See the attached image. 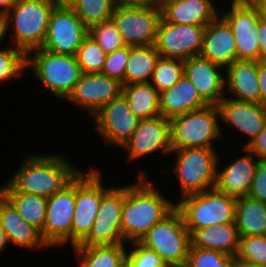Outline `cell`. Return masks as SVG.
<instances>
[{"label":"cell","mask_w":266,"mask_h":267,"mask_svg":"<svg viewBox=\"0 0 266 267\" xmlns=\"http://www.w3.org/2000/svg\"><path fill=\"white\" fill-rule=\"evenodd\" d=\"M217 107L220 113V131L222 137L225 138L224 136L226 135L224 134L225 131H227V127L229 131L231 128L233 130H231L232 133L236 132L245 138V140H243L245 143L240 147H246V145L260 133L266 124V105L240 102L224 97L218 103Z\"/></svg>","instance_id":"cell-18"},{"label":"cell","mask_w":266,"mask_h":267,"mask_svg":"<svg viewBox=\"0 0 266 267\" xmlns=\"http://www.w3.org/2000/svg\"><path fill=\"white\" fill-rule=\"evenodd\" d=\"M159 57L154 45L129 47L124 85L149 83Z\"/></svg>","instance_id":"cell-32"},{"label":"cell","mask_w":266,"mask_h":267,"mask_svg":"<svg viewBox=\"0 0 266 267\" xmlns=\"http://www.w3.org/2000/svg\"><path fill=\"white\" fill-rule=\"evenodd\" d=\"M77 267H125L127 243L103 246H75Z\"/></svg>","instance_id":"cell-29"},{"label":"cell","mask_w":266,"mask_h":267,"mask_svg":"<svg viewBox=\"0 0 266 267\" xmlns=\"http://www.w3.org/2000/svg\"><path fill=\"white\" fill-rule=\"evenodd\" d=\"M164 0H116L120 4L153 5L160 7Z\"/></svg>","instance_id":"cell-46"},{"label":"cell","mask_w":266,"mask_h":267,"mask_svg":"<svg viewBox=\"0 0 266 267\" xmlns=\"http://www.w3.org/2000/svg\"><path fill=\"white\" fill-rule=\"evenodd\" d=\"M196 87L201 98L217 106L225 97V69L208 59L193 56L184 60L183 73Z\"/></svg>","instance_id":"cell-21"},{"label":"cell","mask_w":266,"mask_h":267,"mask_svg":"<svg viewBox=\"0 0 266 267\" xmlns=\"http://www.w3.org/2000/svg\"><path fill=\"white\" fill-rule=\"evenodd\" d=\"M200 56L224 69L237 61L233 31L220 15L205 28Z\"/></svg>","instance_id":"cell-23"},{"label":"cell","mask_w":266,"mask_h":267,"mask_svg":"<svg viewBox=\"0 0 266 267\" xmlns=\"http://www.w3.org/2000/svg\"><path fill=\"white\" fill-rule=\"evenodd\" d=\"M116 0H79L73 7L78 17L90 26L110 20Z\"/></svg>","instance_id":"cell-35"},{"label":"cell","mask_w":266,"mask_h":267,"mask_svg":"<svg viewBox=\"0 0 266 267\" xmlns=\"http://www.w3.org/2000/svg\"><path fill=\"white\" fill-rule=\"evenodd\" d=\"M111 19L116 24L126 46L155 45L161 20L160 7L117 3Z\"/></svg>","instance_id":"cell-11"},{"label":"cell","mask_w":266,"mask_h":267,"mask_svg":"<svg viewBox=\"0 0 266 267\" xmlns=\"http://www.w3.org/2000/svg\"><path fill=\"white\" fill-rule=\"evenodd\" d=\"M56 7L73 8L79 0H52Z\"/></svg>","instance_id":"cell-49"},{"label":"cell","mask_w":266,"mask_h":267,"mask_svg":"<svg viewBox=\"0 0 266 267\" xmlns=\"http://www.w3.org/2000/svg\"><path fill=\"white\" fill-rule=\"evenodd\" d=\"M75 211V178L62 190L47 198L43 241L49 248L70 249ZM67 245V246H66Z\"/></svg>","instance_id":"cell-12"},{"label":"cell","mask_w":266,"mask_h":267,"mask_svg":"<svg viewBox=\"0 0 266 267\" xmlns=\"http://www.w3.org/2000/svg\"><path fill=\"white\" fill-rule=\"evenodd\" d=\"M88 34L107 54L126 46L112 19L90 26Z\"/></svg>","instance_id":"cell-37"},{"label":"cell","mask_w":266,"mask_h":267,"mask_svg":"<svg viewBox=\"0 0 266 267\" xmlns=\"http://www.w3.org/2000/svg\"><path fill=\"white\" fill-rule=\"evenodd\" d=\"M261 13H262V16L264 17V19L266 20V9L262 10Z\"/></svg>","instance_id":"cell-53"},{"label":"cell","mask_w":266,"mask_h":267,"mask_svg":"<svg viewBox=\"0 0 266 267\" xmlns=\"http://www.w3.org/2000/svg\"><path fill=\"white\" fill-rule=\"evenodd\" d=\"M247 196L266 203V160L259 161Z\"/></svg>","instance_id":"cell-42"},{"label":"cell","mask_w":266,"mask_h":267,"mask_svg":"<svg viewBox=\"0 0 266 267\" xmlns=\"http://www.w3.org/2000/svg\"><path fill=\"white\" fill-rule=\"evenodd\" d=\"M258 77L261 92V104L266 105V60L258 61Z\"/></svg>","instance_id":"cell-45"},{"label":"cell","mask_w":266,"mask_h":267,"mask_svg":"<svg viewBox=\"0 0 266 267\" xmlns=\"http://www.w3.org/2000/svg\"><path fill=\"white\" fill-rule=\"evenodd\" d=\"M234 222L240 237L266 236V203L248 196L237 198Z\"/></svg>","instance_id":"cell-30"},{"label":"cell","mask_w":266,"mask_h":267,"mask_svg":"<svg viewBox=\"0 0 266 267\" xmlns=\"http://www.w3.org/2000/svg\"><path fill=\"white\" fill-rule=\"evenodd\" d=\"M88 27L73 8L54 7L42 49L55 54L75 56Z\"/></svg>","instance_id":"cell-16"},{"label":"cell","mask_w":266,"mask_h":267,"mask_svg":"<svg viewBox=\"0 0 266 267\" xmlns=\"http://www.w3.org/2000/svg\"><path fill=\"white\" fill-rule=\"evenodd\" d=\"M139 243L156 252L167 266L185 265L191 246L190 232L175 208L147 231Z\"/></svg>","instance_id":"cell-9"},{"label":"cell","mask_w":266,"mask_h":267,"mask_svg":"<svg viewBox=\"0 0 266 267\" xmlns=\"http://www.w3.org/2000/svg\"><path fill=\"white\" fill-rule=\"evenodd\" d=\"M257 31L259 39L260 60H266V20L264 19V17L259 20Z\"/></svg>","instance_id":"cell-44"},{"label":"cell","mask_w":266,"mask_h":267,"mask_svg":"<svg viewBox=\"0 0 266 267\" xmlns=\"http://www.w3.org/2000/svg\"><path fill=\"white\" fill-rule=\"evenodd\" d=\"M8 245H9V243H8V240L6 237V233H5V231L2 228L1 223H0V256H1V254L3 256V251H5L6 249L9 248Z\"/></svg>","instance_id":"cell-48"},{"label":"cell","mask_w":266,"mask_h":267,"mask_svg":"<svg viewBox=\"0 0 266 267\" xmlns=\"http://www.w3.org/2000/svg\"><path fill=\"white\" fill-rule=\"evenodd\" d=\"M88 168L82 169L75 177V211L71 229V249L78 246L89 235L101 204L102 195L111 187L103 183L105 178L102 174L104 173L99 171L96 165Z\"/></svg>","instance_id":"cell-8"},{"label":"cell","mask_w":266,"mask_h":267,"mask_svg":"<svg viewBox=\"0 0 266 267\" xmlns=\"http://www.w3.org/2000/svg\"><path fill=\"white\" fill-rule=\"evenodd\" d=\"M131 112L140 120L160 116V93L150 83L128 84L123 86Z\"/></svg>","instance_id":"cell-31"},{"label":"cell","mask_w":266,"mask_h":267,"mask_svg":"<svg viewBox=\"0 0 266 267\" xmlns=\"http://www.w3.org/2000/svg\"><path fill=\"white\" fill-rule=\"evenodd\" d=\"M236 260L256 265H266V236L240 237Z\"/></svg>","instance_id":"cell-38"},{"label":"cell","mask_w":266,"mask_h":267,"mask_svg":"<svg viewBox=\"0 0 266 267\" xmlns=\"http://www.w3.org/2000/svg\"><path fill=\"white\" fill-rule=\"evenodd\" d=\"M142 169H138L136 181L124 186L121 228L127 244L139 242L147 231L176 208V201L163 195V190L146 174L149 171Z\"/></svg>","instance_id":"cell-1"},{"label":"cell","mask_w":266,"mask_h":267,"mask_svg":"<svg viewBox=\"0 0 266 267\" xmlns=\"http://www.w3.org/2000/svg\"><path fill=\"white\" fill-rule=\"evenodd\" d=\"M231 267H266V265L250 264L234 259Z\"/></svg>","instance_id":"cell-50"},{"label":"cell","mask_w":266,"mask_h":267,"mask_svg":"<svg viewBox=\"0 0 266 267\" xmlns=\"http://www.w3.org/2000/svg\"><path fill=\"white\" fill-rule=\"evenodd\" d=\"M27 69H31L47 93L60 101L69 96L82 74L76 56L55 54L42 48L27 54Z\"/></svg>","instance_id":"cell-5"},{"label":"cell","mask_w":266,"mask_h":267,"mask_svg":"<svg viewBox=\"0 0 266 267\" xmlns=\"http://www.w3.org/2000/svg\"><path fill=\"white\" fill-rule=\"evenodd\" d=\"M124 204V183L111 186L103 195L89 235L78 246H103L125 243L122 237L121 214Z\"/></svg>","instance_id":"cell-14"},{"label":"cell","mask_w":266,"mask_h":267,"mask_svg":"<svg viewBox=\"0 0 266 267\" xmlns=\"http://www.w3.org/2000/svg\"><path fill=\"white\" fill-rule=\"evenodd\" d=\"M18 0H0V15L4 16L9 10H11Z\"/></svg>","instance_id":"cell-47"},{"label":"cell","mask_w":266,"mask_h":267,"mask_svg":"<svg viewBox=\"0 0 266 267\" xmlns=\"http://www.w3.org/2000/svg\"><path fill=\"white\" fill-rule=\"evenodd\" d=\"M220 152L218 148L195 147L172 150L170 156L174 160L169 171L177 180L175 184L179 185L176 202L182 197L215 187Z\"/></svg>","instance_id":"cell-4"},{"label":"cell","mask_w":266,"mask_h":267,"mask_svg":"<svg viewBox=\"0 0 266 267\" xmlns=\"http://www.w3.org/2000/svg\"><path fill=\"white\" fill-rule=\"evenodd\" d=\"M75 56L82 73H101L107 53L88 34Z\"/></svg>","instance_id":"cell-36"},{"label":"cell","mask_w":266,"mask_h":267,"mask_svg":"<svg viewBox=\"0 0 266 267\" xmlns=\"http://www.w3.org/2000/svg\"><path fill=\"white\" fill-rule=\"evenodd\" d=\"M121 149L126 154V163L140 161L160 153L169 158L172 152L170 120L157 116L140 120L132 136L123 144Z\"/></svg>","instance_id":"cell-15"},{"label":"cell","mask_w":266,"mask_h":267,"mask_svg":"<svg viewBox=\"0 0 266 267\" xmlns=\"http://www.w3.org/2000/svg\"><path fill=\"white\" fill-rule=\"evenodd\" d=\"M218 1L164 0L160 6L161 18L175 24L207 26L220 15L217 4L223 0Z\"/></svg>","instance_id":"cell-22"},{"label":"cell","mask_w":266,"mask_h":267,"mask_svg":"<svg viewBox=\"0 0 266 267\" xmlns=\"http://www.w3.org/2000/svg\"><path fill=\"white\" fill-rule=\"evenodd\" d=\"M237 198L215 187L201 193L182 197L176 202L190 235L196 230L214 224L233 223Z\"/></svg>","instance_id":"cell-7"},{"label":"cell","mask_w":266,"mask_h":267,"mask_svg":"<svg viewBox=\"0 0 266 267\" xmlns=\"http://www.w3.org/2000/svg\"><path fill=\"white\" fill-rule=\"evenodd\" d=\"M0 193L15 207L25 221L41 233L43 239L47 198L18 192L8 181L0 185Z\"/></svg>","instance_id":"cell-28"},{"label":"cell","mask_w":266,"mask_h":267,"mask_svg":"<svg viewBox=\"0 0 266 267\" xmlns=\"http://www.w3.org/2000/svg\"><path fill=\"white\" fill-rule=\"evenodd\" d=\"M205 28L206 26L170 23L161 18L154 46L162 57L187 60L200 55Z\"/></svg>","instance_id":"cell-17"},{"label":"cell","mask_w":266,"mask_h":267,"mask_svg":"<svg viewBox=\"0 0 266 267\" xmlns=\"http://www.w3.org/2000/svg\"><path fill=\"white\" fill-rule=\"evenodd\" d=\"M129 57V46L108 53L101 74L117 79L124 86V75Z\"/></svg>","instance_id":"cell-41"},{"label":"cell","mask_w":266,"mask_h":267,"mask_svg":"<svg viewBox=\"0 0 266 267\" xmlns=\"http://www.w3.org/2000/svg\"><path fill=\"white\" fill-rule=\"evenodd\" d=\"M6 37H5V20L4 16L0 15V46L5 43Z\"/></svg>","instance_id":"cell-51"},{"label":"cell","mask_w":266,"mask_h":267,"mask_svg":"<svg viewBox=\"0 0 266 267\" xmlns=\"http://www.w3.org/2000/svg\"><path fill=\"white\" fill-rule=\"evenodd\" d=\"M120 81L101 73H82L65 101L91 117L105 104L122 94ZM70 102V103H69Z\"/></svg>","instance_id":"cell-19"},{"label":"cell","mask_w":266,"mask_h":267,"mask_svg":"<svg viewBox=\"0 0 266 267\" xmlns=\"http://www.w3.org/2000/svg\"><path fill=\"white\" fill-rule=\"evenodd\" d=\"M254 7L258 8L260 11L266 9V0H248Z\"/></svg>","instance_id":"cell-52"},{"label":"cell","mask_w":266,"mask_h":267,"mask_svg":"<svg viewBox=\"0 0 266 267\" xmlns=\"http://www.w3.org/2000/svg\"><path fill=\"white\" fill-rule=\"evenodd\" d=\"M8 182L18 191L50 197L62 190L82 170L65 153H27Z\"/></svg>","instance_id":"cell-2"},{"label":"cell","mask_w":266,"mask_h":267,"mask_svg":"<svg viewBox=\"0 0 266 267\" xmlns=\"http://www.w3.org/2000/svg\"><path fill=\"white\" fill-rule=\"evenodd\" d=\"M246 148L259 160H266V124L260 133L246 145Z\"/></svg>","instance_id":"cell-43"},{"label":"cell","mask_w":266,"mask_h":267,"mask_svg":"<svg viewBox=\"0 0 266 267\" xmlns=\"http://www.w3.org/2000/svg\"><path fill=\"white\" fill-rule=\"evenodd\" d=\"M241 148L243 150V155L242 152H238L237 154L241 156L237 155L236 157L235 155V159H231L229 163V160H227L224 165L222 164L224 160L221 159L222 154L220 153L221 156L219 155L217 164L215 188L234 198L248 195L256 167L260 161L246 147Z\"/></svg>","instance_id":"cell-20"},{"label":"cell","mask_w":266,"mask_h":267,"mask_svg":"<svg viewBox=\"0 0 266 267\" xmlns=\"http://www.w3.org/2000/svg\"><path fill=\"white\" fill-rule=\"evenodd\" d=\"M170 133L172 150L217 148L218 142L223 140L218 107L207 105L172 118Z\"/></svg>","instance_id":"cell-6"},{"label":"cell","mask_w":266,"mask_h":267,"mask_svg":"<svg viewBox=\"0 0 266 267\" xmlns=\"http://www.w3.org/2000/svg\"><path fill=\"white\" fill-rule=\"evenodd\" d=\"M225 92V97L233 100L261 104L258 61L230 64L225 69Z\"/></svg>","instance_id":"cell-25"},{"label":"cell","mask_w":266,"mask_h":267,"mask_svg":"<svg viewBox=\"0 0 266 267\" xmlns=\"http://www.w3.org/2000/svg\"><path fill=\"white\" fill-rule=\"evenodd\" d=\"M6 43L0 46V84L16 81V78L26 75L27 54L17 47ZM4 48H3V47ZM26 70V71H25ZM25 72V73H24Z\"/></svg>","instance_id":"cell-33"},{"label":"cell","mask_w":266,"mask_h":267,"mask_svg":"<svg viewBox=\"0 0 266 267\" xmlns=\"http://www.w3.org/2000/svg\"><path fill=\"white\" fill-rule=\"evenodd\" d=\"M234 258L210 249L190 248L187 267H231Z\"/></svg>","instance_id":"cell-39"},{"label":"cell","mask_w":266,"mask_h":267,"mask_svg":"<svg viewBox=\"0 0 266 267\" xmlns=\"http://www.w3.org/2000/svg\"><path fill=\"white\" fill-rule=\"evenodd\" d=\"M54 7L52 0H18L4 15L6 41L26 54L41 48Z\"/></svg>","instance_id":"cell-3"},{"label":"cell","mask_w":266,"mask_h":267,"mask_svg":"<svg viewBox=\"0 0 266 267\" xmlns=\"http://www.w3.org/2000/svg\"><path fill=\"white\" fill-rule=\"evenodd\" d=\"M96 134L106 147L121 148L136 130L140 119L128 107L121 94L103 105L92 117Z\"/></svg>","instance_id":"cell-13"},{"label":"cell","mask_w":266,"mask_h":267,"mask_svg":"<svg viewBox=\"0 0 266 267\" xmlns=\"http://www.w3.org/2000/svg\"><path fill=\"white\" fill-rule=\"evenodd\" d=\"M159 101L161 116L169 120L208 105L184 74L171 88L160 93Z\"/></svg>","instance_id":"cell-26"},{"label":"cell","mask_w":266,"mask_h":267,"mask_svg":"<svg viewBox=\"0 0 266 267\" xmlns=\"http://www.w3.org/2000/svg\"><path fill=\"white\" fill-rule=\"evenodd\" d=\"M0 223L10 245L25 251L47 250L41 233L25 221L15 207L0 193ZM39 249V250H38Z\"/></svg>","instance_id":"cell-24"},{"label":"cell","mask_w":266,"mask_h":267,"mask_svg":"<svg viewBox=\"0 0 266 267\" xmlns=\"http://www.w3.org/2000/svg\"><path fill=\"white\" fill-rule=\"evenodd\" d=\"M190 240V248L219 251L235 259L239 250L240 236L233 222L196 229L190 235Z\"/></svg>","instance_id":"cell-27"},{"label":"cell","mask_w":266,"mask_h":267,"mask_svg":"<svg viewBox=\"0 0 266 267\" xmlns=\"http://www.w3.org/2000/svg\"><path fill=\"white\" fill-rule=\"evenodd\" d=\"M220 3V16L231 27L237 50L238 61H260L258 39L259 20L263 17L261 11L248 0H228ZM227 7H226V6Z\"/></svg>","instance_id":"cell-10"},{"label":"cell","mask_w":266,"mask_h":267,"mask_svg":"<svg viewBox=\"0 0 266 267\" xmlns=\"http://www.w3.org/2000/svg\"><path fill=\"white\" fill-rule=\"evenodd\" d=\"M184 73V60L160 56L156 62L151 81L159 93L171 88Z\"/></svg>","instance_id":"cell-34"},{"label":"cell","mask_w":266,"mask_h":267,"mask_svg":"<svg viewBox=\"0 0 266 267\" xmlns=\"http://www.w3.org/2000/svg\"><path fill=\"white\" fill-rule=\"evenodd\" d=\"M127 246L125 267H167L156 252L144 247L139 242H131Z\"/></svg>","instance_id":"cell-40"},{"label":"cell","mask_w":266,"mask_h":267,"mask_svg":"<svg viewBox=\"0 0 266 267\" xmlns=\"http://www.w3.org/2000/svg\"><path fill=\"white\" fill-rule=\"evenodd\" d=\"M167 267H187L186 265H175V266H167Z\"/></svg>","instance_id":"cell-54"}]
</instances>
